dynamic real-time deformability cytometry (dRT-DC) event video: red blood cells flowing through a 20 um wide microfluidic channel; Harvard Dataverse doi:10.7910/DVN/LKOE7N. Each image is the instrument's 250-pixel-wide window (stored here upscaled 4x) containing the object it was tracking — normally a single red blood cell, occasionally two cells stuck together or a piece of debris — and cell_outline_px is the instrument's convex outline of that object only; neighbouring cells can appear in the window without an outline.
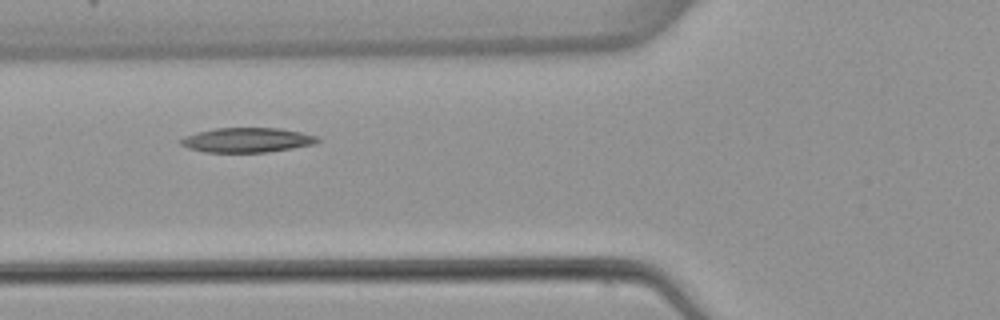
{"species": "common noctule bat (a hibernating species)", "species_latin": "Nyctalus noctula", "temperature_condition": "warm", "stored_images_in_passage": 6, "camera_frame_rate_fps": 3000, "um_per_image_px": 0.085, "animal": {"sex": "female", "body_mass_g": 22.7, "forearm_length_mm": 54.2}, "frame": {"image": 1, "passage_image": 5, "time_ms": 5.667, "image_size_px": [1000, 320], "cell_outline_px": [[320, 140], [312, 144], [292, 148], [268, 152], [204, 152], [188, 148], [180, 144], [176, 140], [196, 132], [216, 128], [280, 128], [300, 132], [316, 136]], "centroid_in_image_um": [20.94, 11.9], "position_along_channel_um": 104.9, "area_um2": 19.59}}
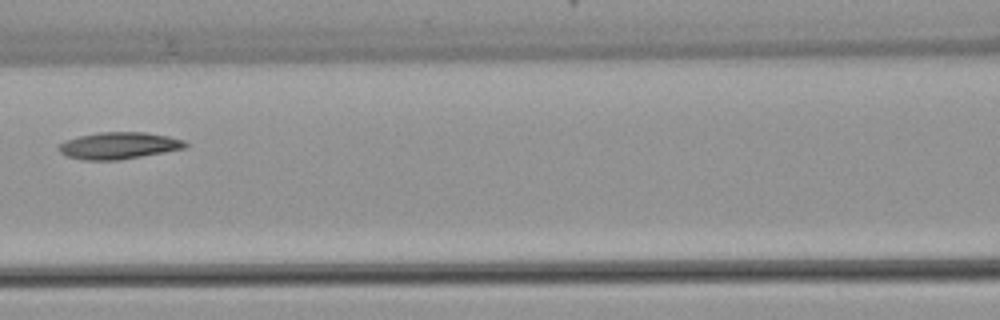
{"frame": {"image": 2, "passage_image": 6, "time_ms": 7.0, "image_size_px": [1000, 320], "cell_outline_px": [[188, 144], [184, 148], [164, 152], [120, 160], [84, 160], [68, 156], [60, 152], [56, 148], [60, 144], [68, 140], [80, 136], [100, 132], [144, 132], [168, 136], [184, 140]], "centroid_in_image_um": [10.1, 12.38], "position_along_channel_um": 156.5, "area_um2": 19.59}}